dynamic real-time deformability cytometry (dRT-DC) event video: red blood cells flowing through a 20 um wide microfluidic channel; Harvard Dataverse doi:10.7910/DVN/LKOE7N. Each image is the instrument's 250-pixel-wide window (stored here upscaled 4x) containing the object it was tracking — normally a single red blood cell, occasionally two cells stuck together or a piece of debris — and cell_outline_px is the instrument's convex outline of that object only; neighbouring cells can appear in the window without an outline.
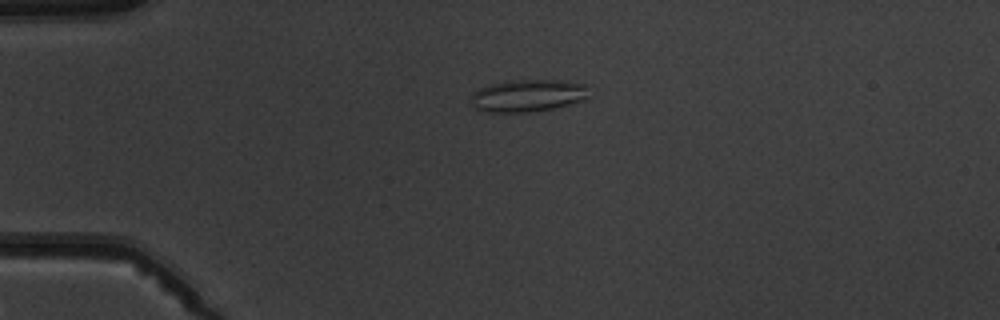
{"species": "common noctule bat (a hibernating species)", "species_latin": "Nyctalus noctula", "temperature_condition": "warm", "stored_images_in_passage": 5, "camera_frame_rate_fps": 3000, "um_per_image_px": 0.085, "animal": {"sex": "male", "body_mass_g": 19.5, "forearm_length_mm": 54.6}, "frame": {"image": 1, "passage_image": 4, "time_ms": 3.333, "image_size_px": [1000, 320], "cell_outline_px": [[588, 84], [584, 96], [580, 100], [568, 104], [552, 108], [532, 112], [488, 112], [476, 108], [472, 104], [472, 92], [488, 84], [512, 80], [568, 80]], "centroid_in_image_um": [44.82, 8.11], "position_along_channel_um": 40.2, "area_um2": 22.02}}